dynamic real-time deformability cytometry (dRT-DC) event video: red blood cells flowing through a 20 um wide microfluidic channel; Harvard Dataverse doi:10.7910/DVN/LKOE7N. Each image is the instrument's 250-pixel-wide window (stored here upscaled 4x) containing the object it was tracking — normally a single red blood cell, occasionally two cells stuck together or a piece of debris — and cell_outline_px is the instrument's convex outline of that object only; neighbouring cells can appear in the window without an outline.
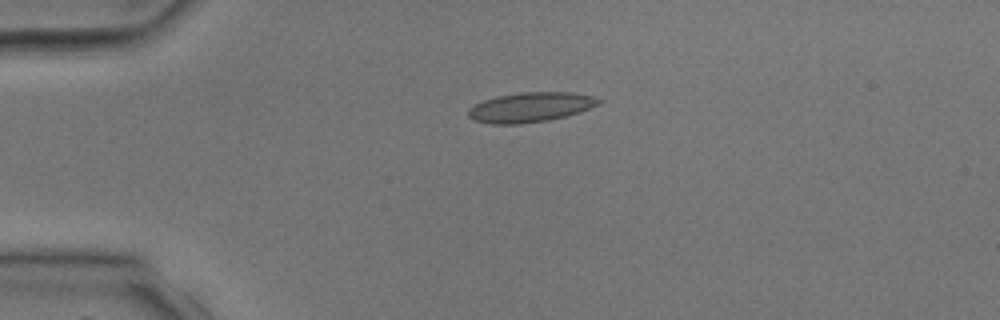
{"species": "common noctule bat (a hibernating species)", "species_latin": "Nyctalus noctula", "temperature_condition": "room temperature", "stored_images_in_passage": 4, "camera_frame_rate_fps": 3000, "um_per_image_px": 0.085, "animal": {"sex": "male", "body_mass_g": 17.9, "forearm_length_mm": 54.2}, "frame": {"image": 1, "passage_image": 3, "time_ms": 2.333, "image_size_px": [1000, 320], "cell_outline_px": [[600, 104], [580, 112], [548, 120], [520, 124], [488, 124], [472, 120], [468, 116], [468, 108], [484, 100], [496, 96], [524, 92], [572, 92], [592, 96], [600, 100]], "centroid_in_image_um": [45.05, 9.12], "position_along_channel_um": 39.9, "area_um2": 22.6}}